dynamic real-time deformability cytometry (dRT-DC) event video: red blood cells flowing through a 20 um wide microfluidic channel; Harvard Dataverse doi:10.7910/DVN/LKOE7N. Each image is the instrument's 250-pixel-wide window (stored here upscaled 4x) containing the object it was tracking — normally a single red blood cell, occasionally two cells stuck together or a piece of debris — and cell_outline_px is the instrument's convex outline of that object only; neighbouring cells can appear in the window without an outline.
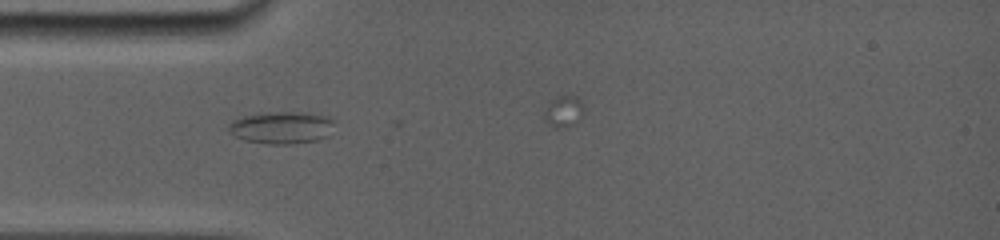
{"species": "common noctule bat (a hibernating species)", "species_latin": "Nyctalus noctula", "temperature_condition": "room temperature", "stored_images_in_passage": 7, "camera_frame_rate_fps": 5000, "um_per_image_px": 0.085, "animal": {"sex": "female", "body_mass_g": 19.0, "forearm_length_mm": 56.7}, "frame": {"image": 1, "passage_image": 5, "time_ms": 2.2, "image_size_px": [1000, 240], "cell_outline_px": [[336, 120], [328, 136], [320, 140], [292, 144], [268, 144], [244, 140], [228, 132], [228, 124], [232, 120], [244, 116], [260, 112], [308, 112], [328, 116]], "centroid_in_image_um": [23.96, 10.83], "position_along_channel_um": 61.0, "area_um2": 20.35}}